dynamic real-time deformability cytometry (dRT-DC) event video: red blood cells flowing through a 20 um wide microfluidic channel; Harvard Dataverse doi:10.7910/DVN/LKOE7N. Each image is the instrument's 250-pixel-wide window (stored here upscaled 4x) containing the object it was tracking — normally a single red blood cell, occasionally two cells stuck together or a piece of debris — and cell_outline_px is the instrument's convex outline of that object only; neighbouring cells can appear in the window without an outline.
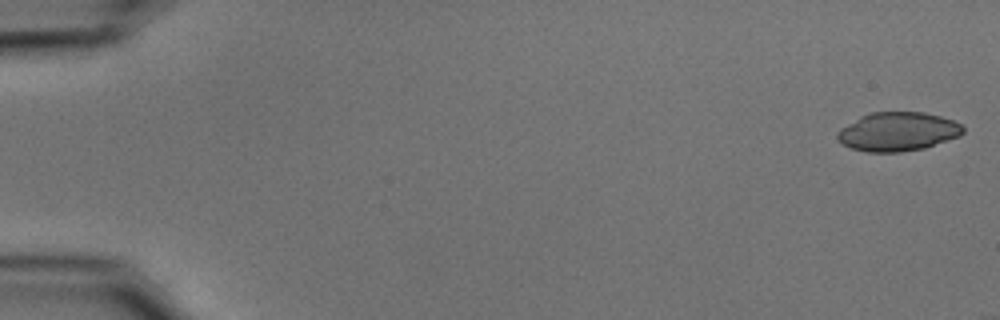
{"species": "common noctule bat (a hibernating species)", "species_latin": "Nyctalus noctula", "temperature_condition": "cold", "stored_images_in_passage": 9, "camera_frame_rate_fps": 3000, "um_per_image_px": 0.085, "animal": {"sex": "male", "body_mass_g": 15.6}, "frame": {"image": 1, "passage_image": 1, "time_ms": 0.0, "image_size_px": [1000, 320], "cell_outline_px": [[964, 132], [960, 136], [924, 148], [900, 152], [868, 152], [852, 148], [836, 140], [836, 132], [840, 128], [860, 116], [872, 112], [924, 112], [940, 116], [952, 120], [960, 124], [964, 128]], "centroid_in_image_um": [76.29, 11.19], "position_along_channel_um": 8.7, "area_um2": 28.5}}